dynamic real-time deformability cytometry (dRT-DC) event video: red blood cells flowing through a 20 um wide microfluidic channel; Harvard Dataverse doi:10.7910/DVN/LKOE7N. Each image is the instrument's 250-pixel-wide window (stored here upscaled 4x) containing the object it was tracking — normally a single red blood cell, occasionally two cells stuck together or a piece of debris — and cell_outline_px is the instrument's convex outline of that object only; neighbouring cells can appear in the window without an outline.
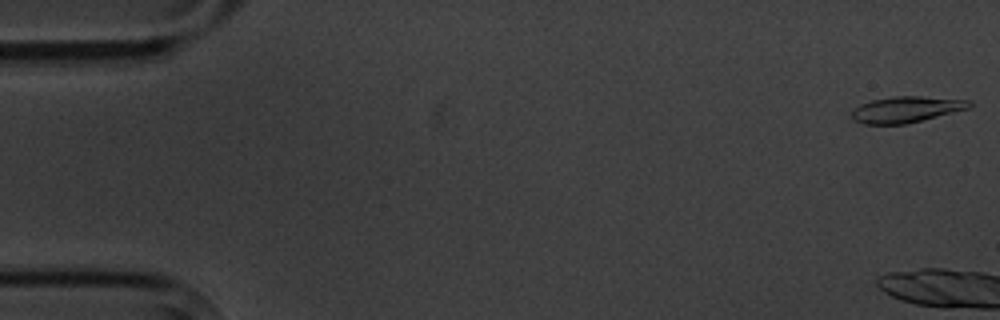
{"species": "common noctule bat (a hibernating species)", "species_latin": "Nyctalus noctula", "temperature_condition": "cold", "stored_images_in_passage": 6, "camera_frame_rate_fps": 3000, "um_per_image_px": 0.085, "animal": {"sex": "male", "body_mass_g": 20.1, "forearm_length_mm": 53.5}, "frame": {"image": 1, "passage_image": 1, "time_ms": 0.0, "image_size_px": [1000, 320], "cell_outline_px": [[972, 104], [968, 108], [904, 124], [864, 124], [852, 120], [848, 112], [860, 104], [872, 100], [892, 96], [920, 96], [972, 100]], "centroid_in_image_um": [76.94, 9.29], "position_along_channel_um": 8.1, "area_um2": 17.86}}